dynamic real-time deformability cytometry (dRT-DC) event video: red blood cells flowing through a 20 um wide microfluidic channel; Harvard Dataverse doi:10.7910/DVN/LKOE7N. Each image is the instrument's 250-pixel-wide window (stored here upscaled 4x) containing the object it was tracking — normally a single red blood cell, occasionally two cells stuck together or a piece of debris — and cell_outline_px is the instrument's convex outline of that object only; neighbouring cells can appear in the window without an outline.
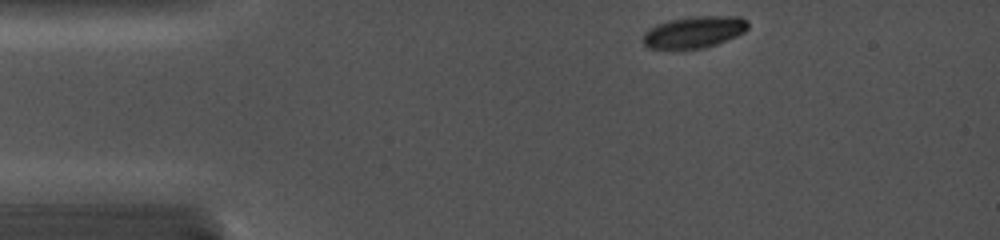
{"species": "common noctule bat (a hibernating species)", "species_latin": "Nyctalus noctula", "temperature_condition": "cold", "stored_images_in_passage": 11, "camera_frame_rate_fps": 5000, "um_per_image_px": 0.085, "animal": {"sex": "female", "body_mass_g": 19.0, "forearm_length_mm": 56.7}, "frame": {"image": 1, "passage_image": 1, "time_ms": 0.0, "image_size_px": [1000, 240], "cell_outline_px": [[748, 28], [744, 32], [736, 36], [716, 44], [704, 48], [648, 48], [644, 44], [644, 32], [648, 28], [656, 24], [668, 20], [696, 16], [740, 16], [748, 20]], "centroid_in_image_um": [59.02, 2.7], "position_along_channel_um": 26.0, "area_um2": 19.31}}
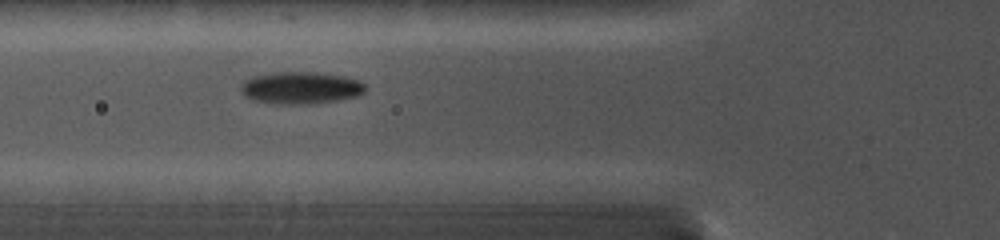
{"frame": {"image": 2, "passage_image": 10, "time_ms": 3.4, "image_size_px": [1000, 240], "cell_outline_px": [[368, 88], [360, 96], [340, 100], [312, 104], [272, 104], [252, 100], [244, 96], [240, 92], [240, 84], [244, 80], [252, 76], [272, 72], [316, 72], [344, 76], [360, 80]], "centroid_in_image_um": [25.55, 7.47], "position_along_channel_um": 100.2, "area_um2": 23.99}}
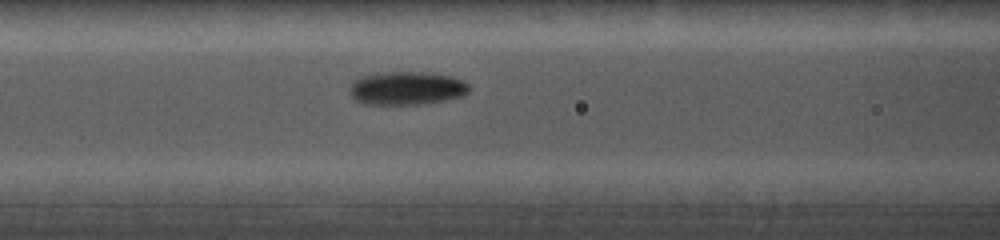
{"frame": {"image": 3, "passage_image": 11, "time_ms": 4.2, "image_size_px": [1000, 240], "cell_outline_px": [[468, 92], [464, 96], [428, 104], [364, 104], [356, 100], [352, 96], [352, 84], [356, 80], [364, 76], [384, 72], [424, 72], [452, 76], [468, 84]], "centroid_in_image_um": [34.63, 7.51], "position_along_channel_um": 132.0, "area_um2": 22.95}}